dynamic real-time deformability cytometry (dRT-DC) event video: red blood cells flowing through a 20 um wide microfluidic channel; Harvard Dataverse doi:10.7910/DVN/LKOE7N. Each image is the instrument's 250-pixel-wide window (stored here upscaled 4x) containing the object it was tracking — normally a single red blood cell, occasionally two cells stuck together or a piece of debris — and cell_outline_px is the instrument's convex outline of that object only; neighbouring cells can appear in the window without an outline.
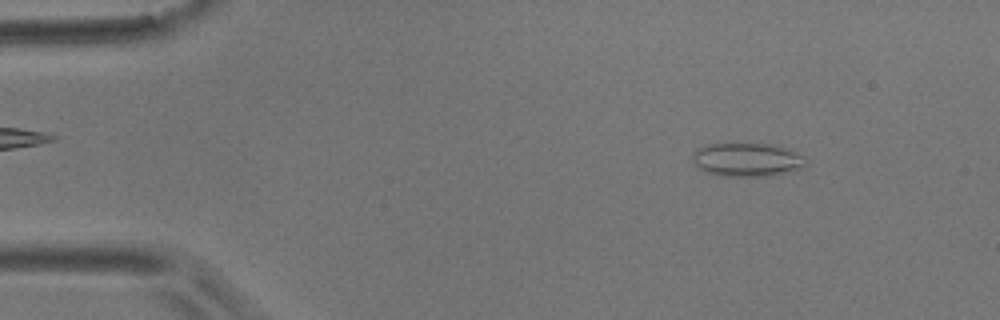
{"species": "common noctule bat (a hibernating species)", "species_latin": "Nyctalus noctula", "temperature_condition": "room temperature", "stored_images_in_passage": 4, "camera_frame_rate_fps": 3000, "um_per_image_px": 0.085, "animal": {"sex": "male", "body_mass_g": 17.9}, "frame": {"image": 1, "passage_image": 1, "time_ms": 0.0, "image_size_px": [1000, 320], "cell_outline_px": [[808, 164], [800, 168], [768, 176], [720, 176], [708, 172], [700, 168], [692, 160], [692, 152], [704, 144], [724, 140], [728, 140], [772, 144], [808, 156]], "centroid_in_image_um": [63.47, 13.5], "position_along_channel_um": 21.5, "area_um2": 23.24}}